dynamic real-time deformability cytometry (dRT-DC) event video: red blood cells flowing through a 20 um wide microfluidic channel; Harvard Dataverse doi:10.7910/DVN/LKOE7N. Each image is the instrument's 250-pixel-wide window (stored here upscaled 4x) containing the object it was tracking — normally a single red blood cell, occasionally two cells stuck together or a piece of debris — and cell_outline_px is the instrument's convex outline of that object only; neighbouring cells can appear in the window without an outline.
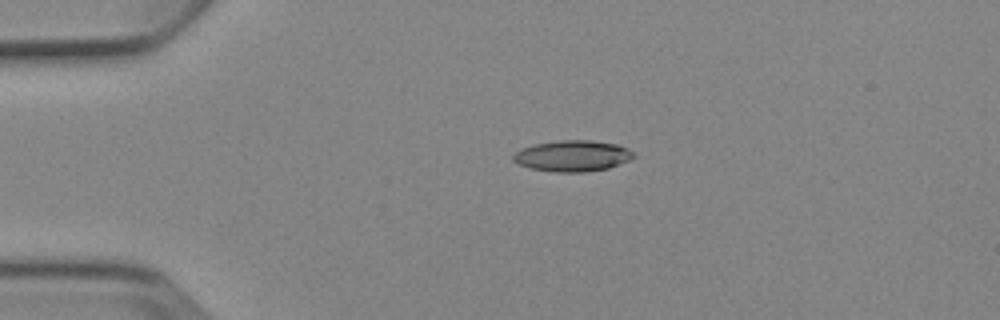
{"species": "Egyptian fruit bat (a non-hibernating species)", "species_latin": "Rousettus aegyptiacus", "temperature_condition": "cold", "stored_images_in_passage": 2, "camera_frame_rate_fps": 3000, "um_per_image_px": 0.085, "animal": {"sex": "female"}, "frame": {"image": 1, "passage_image": 1, "time_ms": 0.0, "image_size_px": [1000, 320], "cell_outline_px": [[636, 156], [628, 160], [608, 168], [584, 172], [556, 172], [532, 168], [520, 164], [512, 160], [512, 156], [520, 148], [536, 144], [560, 140], [592, 140], [616, 144], [628, 148], [636, 152]], "centroid_in_image_um": [48.69, 13.24], "position_along_channel_um": 36.3, "area_um2": 21.73}}